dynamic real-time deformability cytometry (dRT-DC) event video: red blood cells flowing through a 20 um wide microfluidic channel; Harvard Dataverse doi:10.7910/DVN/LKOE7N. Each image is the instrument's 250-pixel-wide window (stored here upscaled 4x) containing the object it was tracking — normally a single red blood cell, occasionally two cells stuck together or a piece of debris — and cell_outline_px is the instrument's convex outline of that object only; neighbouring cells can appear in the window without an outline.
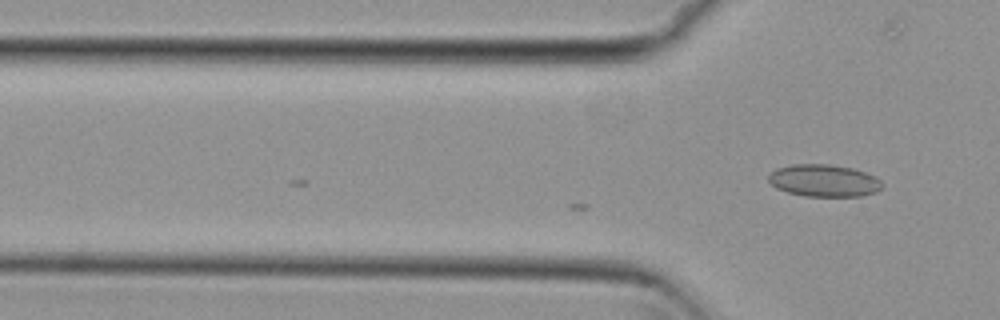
{"species": "common noctule bat (a hibernating species)", "species_latin": "Nyctalus noctula", "temperature_condition": "cold", "stored_images_in_passage": 16, "camera_frame_rate_fps": 3000, "um_per_image_px": 0.085, "animal": {"sex": "female", "body_mass_g": 29.2, "forearm_length_mm": 56.3}, "frame": {"image": 1, "passage_image": 16, "time_ms": 5.0, "image_size_px": [1000, 320], "cell_outline_px": [[880, 188], [876, 192], [860, 196], [804, 196], [788, 192], [776, 188], [768, 180], [768, 176], [776, 168], [792, 164], [832, 164], [852, 168], [876, 176], [880, 180]], "centroid_in_image_um": [70.01, 15.34], "position_along_channel_um": 55.8, "area_um2": 21.27}}